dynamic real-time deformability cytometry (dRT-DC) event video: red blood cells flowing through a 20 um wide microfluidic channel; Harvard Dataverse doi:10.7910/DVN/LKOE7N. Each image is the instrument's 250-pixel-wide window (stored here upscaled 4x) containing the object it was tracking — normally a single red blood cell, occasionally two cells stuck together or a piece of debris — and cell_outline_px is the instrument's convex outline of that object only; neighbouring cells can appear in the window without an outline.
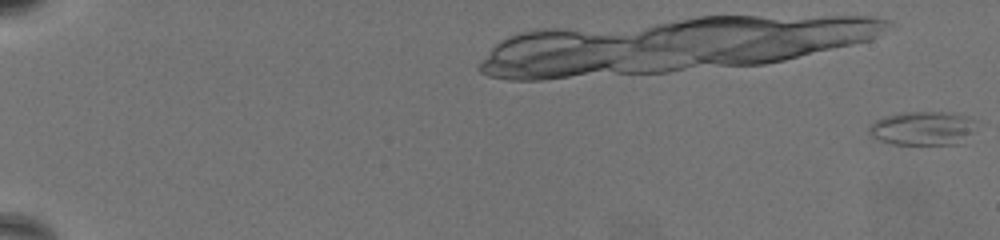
{"species": "common noctule bat (a hibernating species)", "species_latin": "Nyctalus noctula", "temperature_condition": "warm", "stored_images_in_passage": 3, "camera_frame_rate_fps": 3000, "um_per_image_px": 0.085, "animal": {"sex": "female", "body_mass_g": 19.5, "forearm_length_mm": 54.1}, "frame": {"image": 1, "passage_image": 3, "time_ms": 0.667, "image_size_px": [1000, 240], "cell_outline_px": [[976, 120], [964, 144], [892, 144], [868, 136], [868, 128], [876, 120], [884, 116], [904, 112], [948, 112], [968, 116]], "centroid_in_image_um": [78.41, 10.91], "position_along_channel_um": 6.6, "area_um2": 21.27}}